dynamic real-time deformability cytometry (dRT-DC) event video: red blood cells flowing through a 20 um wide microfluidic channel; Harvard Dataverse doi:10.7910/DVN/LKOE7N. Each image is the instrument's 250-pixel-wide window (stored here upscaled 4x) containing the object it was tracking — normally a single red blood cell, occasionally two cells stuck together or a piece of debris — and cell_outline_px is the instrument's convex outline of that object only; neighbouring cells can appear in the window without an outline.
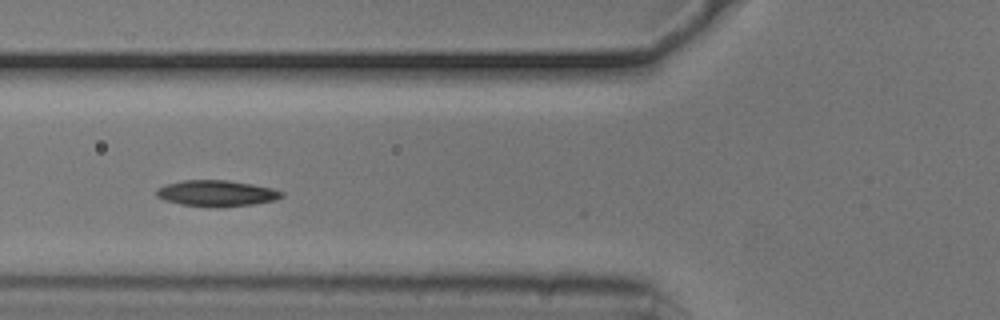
{"species": "common noctule bat (a hibernating species)", "species_latin": "Nyctalus noctula", "temperature_condition": "cold", "stored_images_in_passage": 23, "camera_frame_rate_fps": 3000, "um_per_image_px": 0.085, "animal": {"sex": "male", "body_mass_g": 20.5, "forearm_length_mm": 52.5}, "frame": {"image": 1, "passage_image": 7, "time_ms": 2.0, "image_size_px": [1000, 320], "cell_outline_px": [[284, 196], [276, 200], [252, 204], [220, 208], [212, 208], [180, 204], [164, 200], [156, 196], [156, 188], [164, 184], [184, 180], [228, 180], [252, 184], [272, 188], [284, 192]], "centroid_in_image_um": [18.39, 16.44], "position_along_channel_um": 107.4, "area_um2": 19.36}}
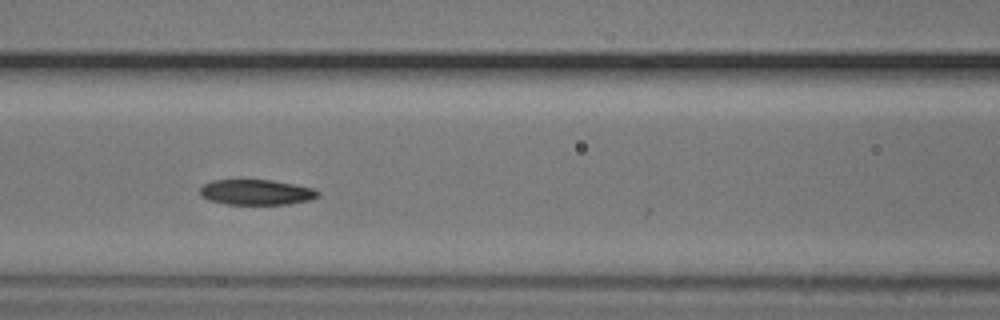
{"frame": {"image": 2, "passage_image": 10, "time_ms": 3.0, "image_size_px": [1000, 320], "cell_outline_px": [[320, 196], [308, 200], [288, 204], [228, 204], [208, 200], [200, 196], [200, 188], [204, 184], [212, 180], [272, 180], [312, 188], [320, 192]], "centroid_in_image_um": [21.76, 16.34], "position_along_channel_um": 144.8, "area_um2": 17.34}}